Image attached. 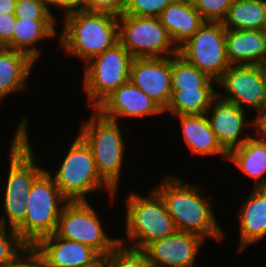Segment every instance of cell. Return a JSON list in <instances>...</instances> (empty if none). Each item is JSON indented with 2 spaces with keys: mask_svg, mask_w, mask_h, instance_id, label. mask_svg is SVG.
Segmentation results:
<instances>
[{
  "mask_svg": "<svg viewBox=\"0 0 266 267\" xmlns=\"http://www.w3.org/2000/svg\"><path fill=\"white\" fill-rule=\"evenodd\" d=\"M167 175L152 189L163 200L177 231L196 233L205 241L207 238L217 242L224 240L226 235L217 222L211 196L205 195L201 185L183 181L174 174Z\"/></svg>",
  "mask_w": 266,
  "mask_h": 267,
  "instance_id": "1",
  "label": "cell"
},
{
  "mask_svg": "<svg viewBox=\"0 0 266 267\" xmlns=\"http://www.w3.org/2000/svg\"><path fill=\"white\" fill-rule=\"evenodd\" d=\"M64 20L58 35L64 54L81 59L84 65L119 42L118 16L80 11L61 16Z\"/></svg>",
  "mask_w": 266,
  "mask_h": 267,
  "instance_id": "2",
  "label": "cell"
},
{
  "mask_svg": "<svg viewBox=\"0 0 266 267\" xmlns=\"http://www.w3.org/2000/svg\"><path fill=\"white\" fill-rule=\"evenodd\" d=\"M148 196L130 191L125 204L126 239L119 243L136 250H143L151 242L174 234L177 229L161 197L152 189ZM132 244V245H130Z\"/></svg>",
  "mask_w": 266,
  "mask_h": 267,
  "instance_id": "3",
  "label": "cell"
},
{
  "mask_svg": "<svg viewBox=\"0 0 266 267\" xmlns=\"http://www.w3.org/2000/svg\"><path fill=\"white\" fill-rule=\"evenodd\" d=\"M72 141L56 173L46 169L61 194L68 201H88L89 194L106 191L113 205L116 193L98 174L90 146L79 134Z\"/></svg>",
  "mask_w": 266,
  "mask_h": 267,
  "instance_id": "4",
  "label": "cell"
},
{
  "mask_svg": "<svg viewBox=\"0 0 266 267\" xmlns=\"http://www.w3.org/2000/svg\"><path fill=\"white\" fill-rule=\"evenodd\" d=\"M84 119L78 133L90 146L100 177L115 191L123 168L127 143L120 123L101 116L96 110Z\"/></svg>",
  "mask_w": 266,
  "mask_h": 267,
  "instance_id": "5",
  "label": "cell"
},
{
  "mask_svg": "<svg viewBox=\"0 0 266 267\" xmlns=\"http://www.w3.org/2000/svg\"><path fill=\"white\" fill-rule=\"evenodd\" d=\"M68 200L61 194L54 178L45 170L27 195L24 223L16 230L27 245H35L55 233L59 216Z\"/></svg>",
  "mask_w": 266,
  "mask_h": 267,
  "instance_id": "6",
  "label": "cell"
},
{
  "mask_svg": "<svg viewBox=\"0 0 266 267\" xmlns=\"http://www.w3.org/2000/svg\"><path fill=\"white\" fill-rule=\"evenodd\" d=\"M134 57L118 42L92 58L83 68V92L90 109H95L120 85L130 80Z\"/></svg>",
  "mask_w": 266,
  "mask_h": 267,
  "instance_id": "7",
  "label": "cell"
},
{
  "mask_svg": "<svg viewBox=\"0 0 266 267\" xmlns=\"http://www.w3.org/2000/svg\"><path fill=\"white\" fill-rule=\"evenodd\" d=\"M88 201H68L59 216L55 234L71 241L92 247L101 256H106L120 243L105 231L98 216V209Z\"/></svg>",
  "mask_w": 266,
  "mask_h": 267,
  "instance_id": "8",
  "label": "cell"
},
{
  "mask_svg": "<svg viewBox=\"0 0 266 267\" xmlns=\"http://www.w3.org/2000/svg\"><path fill=\"white\" fill-rule=\"evenodd\" d=\"M20 119L8 147L9 166L2 200L27 201V195L30 193L34 181L46 170L38 165L41 159L34 154V148L29 138L27 114Z\"/></svg>",
  "mask_w": 266,
  "mask_h": 267,
  "instance_id": "9",
  "label": "cell"
},
{
  "mask_svg": "<svg viewBox=\"0 0 266 267\" xmlns=\"http://www.w3.org/2000/svg\"><path fill=\"white\" fill-rule=\"evenodd\" d=\"M119 42L134 58L172 57L178 48L158 17L118 16Z\"/></svg>",
  "mask_w": 266,
  "mask_h": 267,
  "instance_id": "10",
  "label": "cell"
},
{
  "mask_svg": "<svg viewBox=\"0 0 266 267\" xmlns=\"http://www.w3.org/2000/svg\"><path fill=\"white\" fill-rule=\"evenodd\" d=\"M225 36L226 28L221 22L206 21L178 47V55L218 81L230 66Z\"/></svg>",
  "mask_w": 266,
  "mask_h": 267,
  "instance_id": "11",
  "label": "cell"
},
{
  "mask_svg": "<svg viewBox=\"0 0 266 267\" xmlns=\"http://www.w3.org/2000/svg\"><path fill=\"white\" fill-rule=\"evenodd\" d=\"M217 85L225 91H218V96L241 109L248 107L255 113L266 107V76L261 65H230Z\"/></svg>",
  "mask_w": 266,
  "mask_h": 267,
  "instance_id": "12",
  "label": "cell"
},
{
  "mask_svg": "<svg viewBox=\"0 0 266 267\" xmlns=\"http://www.w3.org/2000/svg\"><path fill=\"white\" fill-rule=\"evenodd\" d=\"M204 240L193 232L176 231L151 242L142 251L153 267H195Z\"/></svg>",
  "mask_w": 266,
  "mask_h": 267,
  "instance_id": "13",
  "label": "cell"
},
{
  "mask_svg": "<svg viewBox=\"0 0 266 267\" xmlns=\"http://www.w3.org/2000/svg\"><path fill=\"white\" fill-rule=\"evenodd\" d=\"M247 112L235 103L226 101L217 96L206 112L211 130L222 146L229 153L232 149L241 146L251 136L244 135L246 128H253V118L248 120ZM243 134V135H241Z\"/></svg>",
  "mask_w": 266,
  "mask_h": 267,
  "instance_id": "14",
  "label": "cell"
},
{
  "mask_svg": "<svg viewBox=\"0 0 266 267\" xmlns=\"http://www.w3.org/2000/svg\"><path fill=\"white\" fill-rule=\"evenodd\" d=\"M130 81L164 110L172 93L171 57L134 58Z\"/></svg>",
  "mask_w": 266,
  "mask_h": 267,
  "instance_id": "15",
  "label": "cell"
},
{
  "mask_svg": "<svg viewBox=\"0 0 266 267\" xmlns=\"http://www.w3.org/2000/svg\"><path fill=\"white\" fill-rule=\"evenodd\" d=\"M94 110L116 122L120 117L135 119L164 114L163 109L130 80L120 85Z\"/></svg>",
  "mask_w": 266,
  "mask_h": 267,
  "instance_id": "16",
  "label": "cell"
},
{
  "mask_svg": "<svg viewBox=\"0 0 266 267\" xmlns=\"http://www.w3.org/2000/svg\"><path fill=\"white\" fill-rule=\"evenodd\" d=\"M35 246L45 256L49 267H86L101 257L92 247L62 239L55 233L43 237Z\"/></svg>",
  "mask_w": 266,
  "mask_h": 267,
  "instance_id": "17",
  "label": "cell"
},
{
  "mask_svg": "<svg viewBox=\"0 0 266 267\" xmlns=\"http://www.w3.org/2000/svg\"><path fill=\"white\" fill-rule=\"evenodd\" d=\"M248 194L237 212L240 230L237 249L239 254L266 236V188L253 187Z\"/></svg>",
  "mask_w": 266,
  "mask_h": 267,
  "instance_id": "18",
  "label": "cell"
},
{
  "mask_svg": "<svg viewBox=\"0 0 266 267\" xmlns=\"http://www.w3.org/2000/svg\"><path fill=\"white\" fill-rule=\"evenodd\" d=\"M176 118L180 120L183 141L190 154L206 157L220 155L224 161L228 160V153L219 144L205 114L181 115Z\"/></svg>",
  "mask_w": 266,
  "mask_h": 267,
  "instance_id": "19",
  "label": "cell"
},
{
  "mask_svg": "<svg viewBox=\"0 0 266 267\" xmlns=\"http://www.w3.org/2000/svg\"><path fill=\"white\" fill-rule=\"evenodd\" d=\"M225 42L230 65H261L266 59V37L262 30L226 29Z\"/></svg>",
  "mask_w": 266,
  "mask_h": 267,
  "instance_id": "20",
  "label": "cell"
},
{
  "mask_svg": "<svg viewBox=\"0 0 266 267\" xmlns=\"http://www.w3.org/2000/svg\"><path fill=\"white\" fill-rule=\"evenodd\" d=\"M158 18L177 48L206 22L187 0H174Z\"/></svg>",
  "mask_w": 266,
  "mask_h": 267,
  "instance_id": "21",
  "label": "cell"
},
{
  "mask_svg": "<svg viewBox=\"0 0 266 267\" xmlns=\"http://www.w3.org/2000/svg\"><path fill=\"white\" fill-rule=\"evenodd\" d=\"M35 64L24 52L0 47V103L5 97L24 90Z\"/></svg>",
  "mask_w": 266,
  "mask_h": 267,
  "instance_id": "22",
  "label": "cell"
},
{
  "mask_svg": "<svg viewBox=\"0 0 266 267\" xmlns=\"http://www.w3.org/2000/svg\"><path fill=\"white\" fill-rule=\"evenodd\" d=\"M58 20H30L17 18L13 31V50L28 54L34 61L41 58L40 41L55 39ZM38 44V45H37ZM37 46V47H36Z\"/></svg>",
  "mask_w": 266,
  "mask_h": 267,
  "instance_id": "23",
  "label": "cell"
},
{
  "mask_svg": "<svg viewBox=\"0 0 266 267\" xmlns=\"http://www.w3.org/2000/svg\"><path fill=\"white\" fill-rule=\"evenodd\" d=\"M227 161L254 179V188H266V142L253 135L241 146L232 149Z\"/></svg>",
  "mask_w": 266,
  "mask_h": 267,
  "instance_id": "24",
  "label": "cell"
},
{
  "mask_svg": "<svg viewBox=\"0 0 266 267\" xmlns=\"http://www.w3.org/2000/svg\"><path fill=\"white\" fill-rule=\"evenodd\" d=\"M217 91L215 87L172 89L169 103L163 112H168L172 117L206 114L212 101L218 96Z\"/></svg>",
  "mask_w": 266,
  "mask_h": 267,
  "instance_id": "25",
  "label": "cell"
},
{
  "mask_svg": "<svg viewBox=\"0 0 266 267\" xmlns=\"http://www.w3.org/2000/svg\"><path fill=\"white\" fill-rule=\"evenodd\" d=\"M265 21L266 0H235L221 23L231 30H262Z\"/></svg>",
  "mask_w": 266,
  "mask_h": 267,
  "instance_id": "26",
  "label": "cell"
},
{
  "mask_svg": "<svg viewBox=\"0 0 266 267\" xmlns=\"http://www.w3.org/2000/svg\"><path fill=\"white\" fill-rule=\"evenodd\" d=\"M216 85L217 81L185 61L180 55L171 57L172 89H198L199 87H216Z\"/></svg>",
  "mask_w": 266,
  "mask_h": 267,
  "instance_id": "27",
  "label": "cell"
},
{
  "mask_svg": "<svg viewBox=\"0 0 266 267\" xmlns=\"http://www.w3.org/2000/svg\"><path fill=\"white\" fill-rule=\"evenodd\" d=\"M107 267H153L142 250L118 245L106 255Z\"/></svg>",
  "mask_w": 266,
  "mask_h": 267,
  "instance_id": "28",
  "label": "cell"
},
{
  "mask_svg": "<svg viewBox=\"0 0 266 267\" xmlns=\"http://www.w3.org/2000/svg\"><path fill=\"white\" fill-rule=\"evenodd\" d=\"M26 245L16 230L0 225V267H7Z\"/></svg>",
  "mask_w": 266,
  "mask_h": 267,
  "instance_id": "29",
  "label": "cell"
},
{
  "mask_svg": "<svg viewBox=\"0 0 266 267\" xmlns=\"http://www.w3.org/2000/svg\"><path fill=\"white\" fill-rule=\"evenodd\" d=\"M174 0H127L124 14L139 17H159Z\"/></svg>",
  "mask_w": 266,
  "mask_h": 267,
  "instance_id": "30",
  "label": "cell"
},
{
  "mask_svg": "<svg viewBox=\"0 0 266 267\" xmlns=\"http://www.w3.org/2000/svg\"><path fill=\"white\" fill-rule=\"evenodd\" d=\"M235 0H191L205 21L222 22Z\"/></svg>",
  "mask_w": 266,
  "mask_h": 267,
  "instance_id": "31",
  "label": "cell"
},
{
  "mask_svg": "<svg viewBox=\"0 0 266 267\" xmlns=\"http://www.w3.org/2000/svg\"><path fill=\"white\" fill-rule=\"evenodd\" d=\"M14 15L16 18L30 20H58L53 11L38 0H17Z\"/></svg>",
  "mask_w": 266,
  "mask_h": 267,
  "instance_id": "32",
  "label": "cell"
},
{
  "mask_svg": "<svg viewBox=\"0 0 266 267\" xmlns=\"http://www.w3.org/2000/svg\"><path fill=\"white\" fill-rule=\"evenodd\" d=\"M2 201L4 214L0 217V225L17 230L25 220L27 213L26 201L20 199Z\"/></svg>",
  "mask_w": 266,
  "mask_h": 267,
  "instance_id": "33",
  "label": "cell"
},
{
  "mask_svg": "<svg viewBox=\"0 0 266 267\" xmlns=\"http://www.w3.org/2000/svg\"><path fill=\"white\" fill-rule=\"evenodd\" d=\"M7 267H49V265L35 245H26Z\"/></svg>",
  "mask_w": 266,
  "mask_h": 267,
  "instance_id": "34",
  "label": "cell"
},
{
  "mask_svg": "<svg viewBox=\"0 0 266 267\" xmlns=\"http://www.w3.org/2000/svg\"><path fill=\"white\" fill-rule=\"evenodd\" d=\"M127 0H85V11L124 14Z\"/></svg>",
  "mask_w": 266,
  "mask_h": 267,
  "instance_id": "35",
  "label": "cell"
},
{
  "mask_svg": "<svg viewBox=\"0 0 266 267\" xmlns=\"http://www.w3.org/2000/svg\"><path fill=\"white\" fill-rule=\"evenodd\" d=\"M16 20L15 15H0V47L13 50V31Z\"/></svg>",
  "mask_w": 266,
  "mask_h": 267,
  "instance_id": "36",
  "label": "cell"
},
{
  "mask_svg": "<svg viewBox=\"0 0 266 267\" xmlns=\"http://www.w3.org/2000/svg\"><path fill=\"white\" fill-rule=\"evenodd\" d=\"M253 120L254 135L259 140L266 142V107L257 112Z\"/></svg>",
  "mask_w": 266,
  "mask_h": 267,
  "instance_id": "37",
  "label": "cell"
},
{
  "mask_svg": "<svg viewBox=\"0 0 266 267\" xmlns=\"http://www.w3.org/2000/svg\"><path fill=\"white\" fill-rule=\"evenodd\" d=\"M58 8V11L63 10L65 17L70 13L85 11V0H58Z\"/></svg>",
  "mask_w": 266,
  "mask_h": 267,
  "instance_id": "38",
  "label": "cell"
},
{
  "mask_svg": "<svg viewBox=\"0 0 266 267\" xmlns=\"http://www.w3.org/2000/svg\"><path fill=\"white\" fill-rule=\"evenodd\" d=\"M17 0H0V15H14Z\"/></svg>",
  "mask_w": 266,
  "mask_h": 267,
  "instance_id": "39",
  "label": "cell"
},
{
  "mask_svg": "<svg viewBox=\"0 0 266 267\" xmlns=\"http://www.w3.org/2000/svg\"><path fill=\"white\" fill-rule=\"evenodd\" d=\"M40 3H42L48 10H52L51 8H57L58 9V0H38ZM52 6V7H51ZM51 7V8H50Z\"/></svg>",
  "mask_w": 266,
  "mask_h": 267,
  "instance_id": "40",
  "label": "cell"
},
{
  "mask_svg": "<svg viewBox=\"0 0 266 267\" xmlns=\"http://www.w3.org/2000/svg\"><path fill=\"white\" fill-rule=\"evenodd\" d=\"M86 267H107L106 256H101L96 262Z\"/></svg>",
  "mask_w": 266,
  "mask_h": 267,
  "instance_id": "41",
  "label": "cell"
},
{
  "mask_svg": "<svg viewBox=\"0 0 266 267\" xmlns=\"http://www.w3.org/2000/svg\"><path fill=\"white\" fill-rule=\"evenodd\" d=\"M263 70H264V73H265V76H266V59L263 61V63L261 64Z\"/></svg>",
  "mask_w": 266,
  "mask_h": 267,
  "instance_id": "42",
  "label": "cell"
},
{
  "mask_svg": "<svg viewBox=\"0 0 266 267\" xmlns=\"http://www.w3.org/2000/svg\"><path fill=\"white\" fill-rule=\"evenodd\" d=\"M262 31H263L264 36L266 37V21H265V24H264Z\"/></svg>",
  "mask_w": 266,
  "mask_h": 267,
  "instance_id": "43",
  "label": "cell"
}]
</instances>
